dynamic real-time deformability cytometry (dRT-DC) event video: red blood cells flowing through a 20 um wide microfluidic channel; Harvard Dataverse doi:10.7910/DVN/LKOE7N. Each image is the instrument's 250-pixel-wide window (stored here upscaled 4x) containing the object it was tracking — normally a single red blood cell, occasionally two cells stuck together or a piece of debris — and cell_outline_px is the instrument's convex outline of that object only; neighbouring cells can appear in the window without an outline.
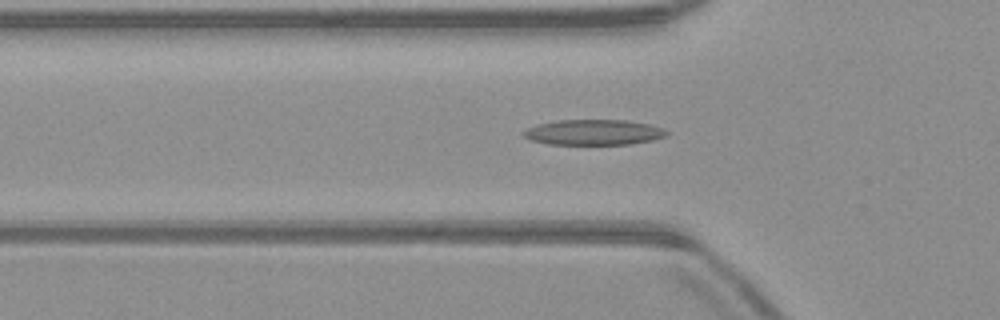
{"species": "common noctule bat (a hibernating species)", "species_latin": "Nyctalus noctula", "temperature_condition": "warm", "stored_images_in_passage": 51, "camera_frame_rate_fps": 3000, "um_per_image_px": 0.085, "animal": {"sex": "male", "body_mass_g": 23.1, "forearm_length_mm": 52.7}, "frame": {"image": 1, "passage_image": 16, "time_ms": 5.0, "image_size_px": [1000, 320], "cell_outline_px": [[668, 136], [652, 140], [628, 144], [548, 144], [532, 140], [524, 136], [520, 132], [536, 124], [556, 120], [628, 120], [648, 124], [664, 128], [668, 132]], "centroid_in_image_um": [50.46, 11.24], "position_along_channel_um": 75.3, "area_um2": 21.27}}
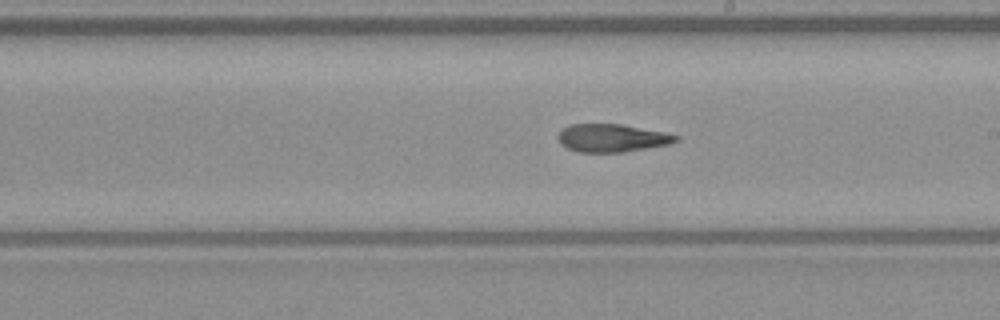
{"frame": {"image": 2, "passage_image": 28, "time_ms": 9.0, "image_size_px": [1000, 320], "cell_outline_px": [[680, 140], [668, 144], [624, 152], [576, 152], [560, 144], [556, 136], [568, 124], [620, 124], [664, 132], [680, 136]], "centroid_in_image_um": [51.99, 11.73], "position_along_channel_um": 237.0, "area_um2": 19.19}}
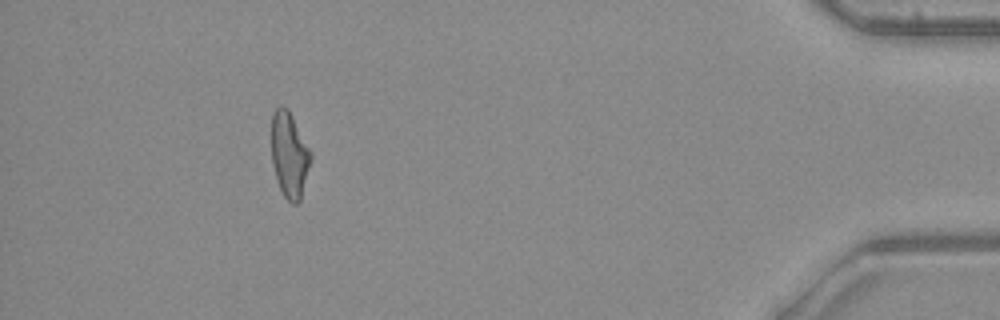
{"frame": {"image": 3, "passage_image": 46, "time_ms": 15.0, "image_size_px": [1000, 320], "cell_outline_px": [[312, 160], [300, 200], [296, 204], [292, 204], [284, 196], [276, 180], [272, 164], [272, 112], [280, 104], [288, 108], [312, 152]], "centroid_in_image_um": [24.61, 13.15], "position_along_channel_um": 410.6, "area_um2": 19.83}, "authors_computed_cell_mechanics": {"area_um2": 20.4034, "velocity_mm_per_s": 4.007, "shape_relaxation_time_tau1_ms": null, "shape_relaxation_time_tau2_ms": 7.3599, "deformation_change_tau1": null, "deformation_change_tau2": 0.2091}}